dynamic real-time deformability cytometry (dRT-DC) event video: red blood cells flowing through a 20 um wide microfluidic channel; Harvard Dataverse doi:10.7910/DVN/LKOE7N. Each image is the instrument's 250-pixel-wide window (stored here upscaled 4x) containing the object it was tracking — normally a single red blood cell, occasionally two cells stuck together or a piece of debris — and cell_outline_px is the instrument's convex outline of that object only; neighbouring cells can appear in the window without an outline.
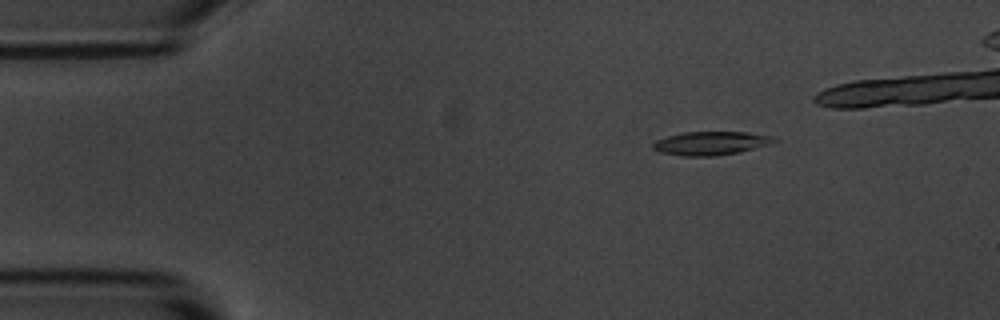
{"species": "common noctule bat (a hibernating species)", "species_latin": "Nyctalus noctula", "temperature_condition": "room temperature", "stored_images_in_passage": 6, "camera_frame_rate_fps": 3000, "um_per_image_px": 0.085, "animal": {"sex": "male", "body_mass_g": 20.1, "forearm_length_mm": 53.5}, "frame": {"image": 1, "passage_image": 3, "time_ms": 2.333, "image_size_px": [1000, 320], "cell_outline_px": [[776, 140], [768, 144], [736, 152], [712, 156], [684, 156], [660, 152], [652, 148], [652, 144], [656, 140], [668, 136], [684, 132], [748, 132], [772, 136]], "centroid_in_image_um": [60.35, 12.16], "position_along_channel_um": 24.6, "area_um2": 16.24}}